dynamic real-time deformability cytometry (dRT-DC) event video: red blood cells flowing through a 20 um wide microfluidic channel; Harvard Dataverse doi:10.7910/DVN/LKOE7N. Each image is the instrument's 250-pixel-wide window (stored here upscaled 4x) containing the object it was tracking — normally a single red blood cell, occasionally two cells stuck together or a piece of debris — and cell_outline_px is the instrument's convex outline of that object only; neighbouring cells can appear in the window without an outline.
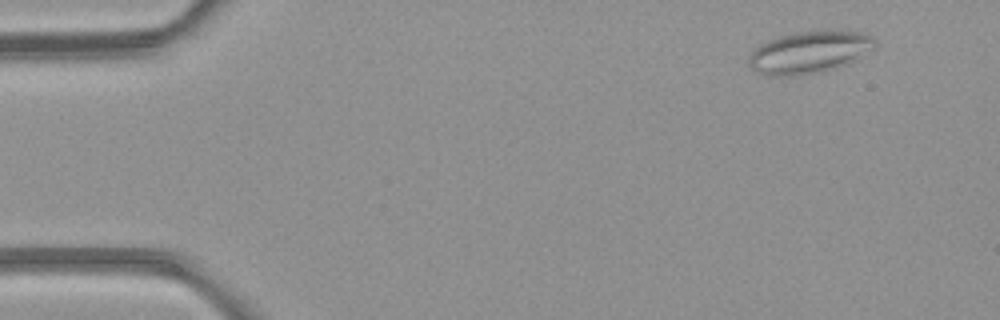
{"species": "common noctule bat (a hibernating species)", "species_latin": "Nyctalus noctula", "temperature_condition": "room temperature", "stored_images_in_passage": 9, "camera_frame_rate_fps": 3000, "um_per_image_px": 0.085, "animal": {"sex": "female", "body_mass_g": 21.9}, "frame": {"image": 1, "passage_image": 2, "time_ms": 1.0, "image_size_px": [1000, 320], "cell_outline_px": [[876, 44], [872, 48], [820, 72], [792, 76], [768, 76], [756, 72], [748, 64], [748, 56], [760, 44], [780, 36], [792, 32], [860, 32], [872, 36], [876, 40]], "centroid_in_image_um": [68.64, 4.44], "position_along_channel_um": 16.4, "area_um2": 29.54}}
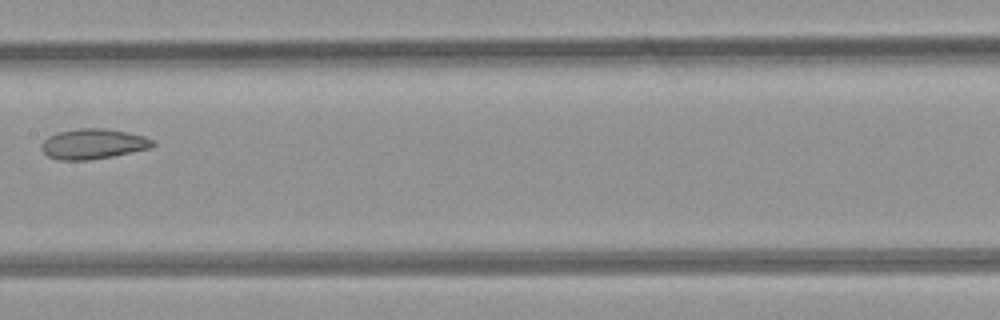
{"frame": {"image": 2, "passage_image": 8, "time_ms": 8.0, "image_size_px": [1000, 320], "cell_outline_px": [[156, 144], [152, 148], [112, 156], [88, 160], [60, 160], [48, 156], [40, 148], [40, 144], [48, 136], [56, 132], [80, 128], [108, 128], [128, 132], [144, 136], [152, 140]], "centroid_in_image_um": [7.91, 12.22], "position_along_channel_um": 199.5, "area_um2": 19.77}}
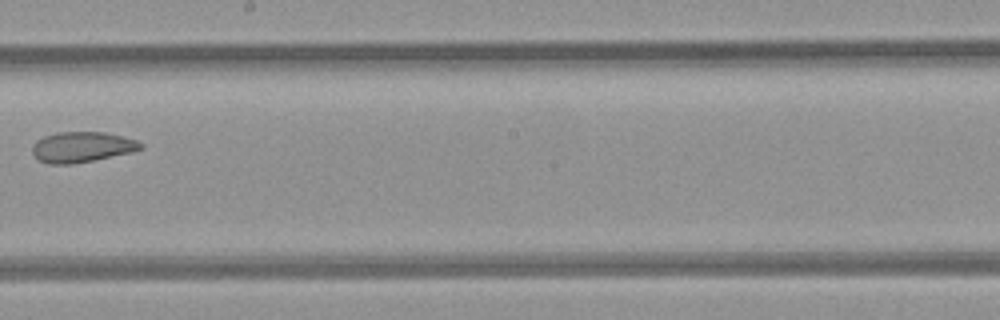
{"frame": {"image": 3, "passage_image": 9, "time_ms": 9.0, "image_size_px": [1000, 320], "cell_outline_px": [[144, 148], [128, 152], [92, 160], [72, 164], [48, 164], [40, 160], [32, 152], [32, 148], [36, 140], [44, 136], [56, 132], [104, 132], [136, 140], [144, 144]], "centroid_in_image_um": [6.93, 12.49], "position_along_channel_um": 241.3, "area_um2": 18.96}}